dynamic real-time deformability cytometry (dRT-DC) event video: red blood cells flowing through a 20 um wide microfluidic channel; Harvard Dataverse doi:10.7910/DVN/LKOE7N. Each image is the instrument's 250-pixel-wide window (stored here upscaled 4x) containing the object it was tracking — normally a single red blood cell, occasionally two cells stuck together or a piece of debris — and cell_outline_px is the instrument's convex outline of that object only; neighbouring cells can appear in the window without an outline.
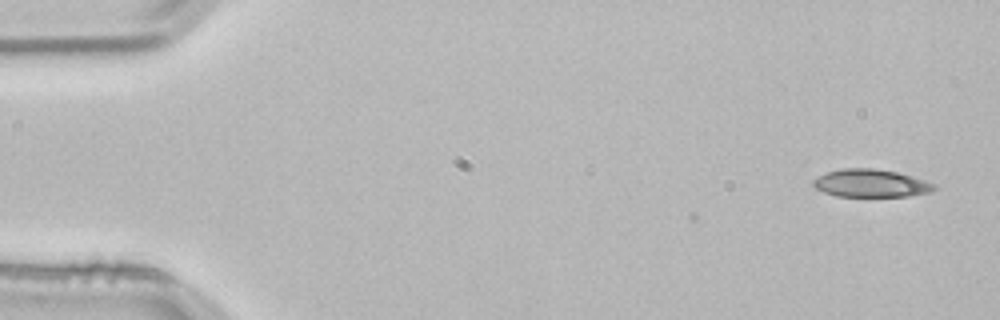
{"species": "common noctule bat (a hibernating species)", "species_latin": "Nyctalus noctula", "temperature_condition": "room temperature", "stored_images_in_passage": 2, "camera_frame_rate_fps": 3000, "um_per_image_px": 0.085, "animal": {"sex": "male", "body_mass_g": 21.5, "forearm_length_mm": 52.0}, "frame": {"image": 1, "passage_image": 2, "time_ms": 0.333, "image_size_px": [1000, 320], "cell_outline_px": [[936, 188], [928, 192], [908, 196], [836, 196], [824, 192], [816, 188], [812, 184], [812, 180], [828, 172], [844, 168], [872, 168], [896, 172], [912, 176], [936, 184]], "centroid_in_image_um": [74.02, 15.58], "position_along_channel_um": 11.0, "area_um2": 19.36}}